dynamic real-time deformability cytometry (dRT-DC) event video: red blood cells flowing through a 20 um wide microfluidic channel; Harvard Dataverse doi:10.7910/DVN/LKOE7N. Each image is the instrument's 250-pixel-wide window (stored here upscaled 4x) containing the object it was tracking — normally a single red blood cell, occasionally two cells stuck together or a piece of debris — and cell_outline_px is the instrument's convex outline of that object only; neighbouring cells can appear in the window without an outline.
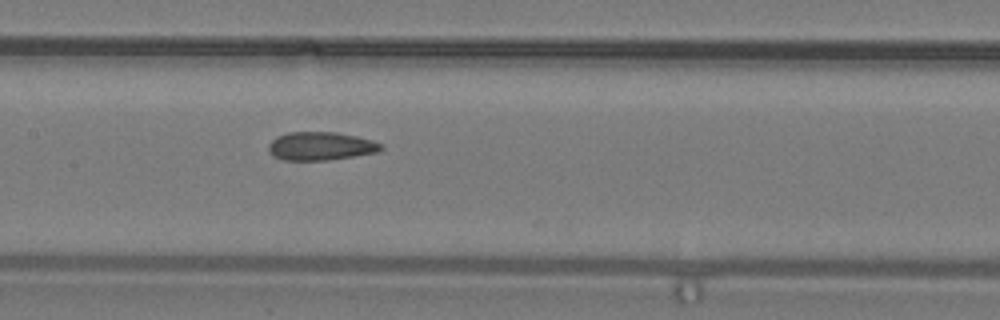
{"species": "common noctule bat (a hibernating species)", "species_latin": "Nyctalus noctula", "temperature_condition": "warm", "stored_images_in_passage": 24, "camera_frame_rate_fps": 3000, "um_per_image_px": 0.085, "animal": {"sex": "male", "body_mass_g": 19.2, "forearm_length_mm": 51.8}, "frame": {"image": 1, "passage_image": 8, "time_ms": 2.333, "image_size_px": [1000, 320], "cell_outline_px": [[384, 148], [376, 152], [328, 160], [284, 160], [276, 156], [268, 148], [268, 144], [276, 136], [288, 132], [336, 132], [356, 136], [372, 140], [384, 144]], "centroid_in_image_um": [27.28, 12.4], "position_along_channel_um": 180.1, "area_um2": 18.44}}
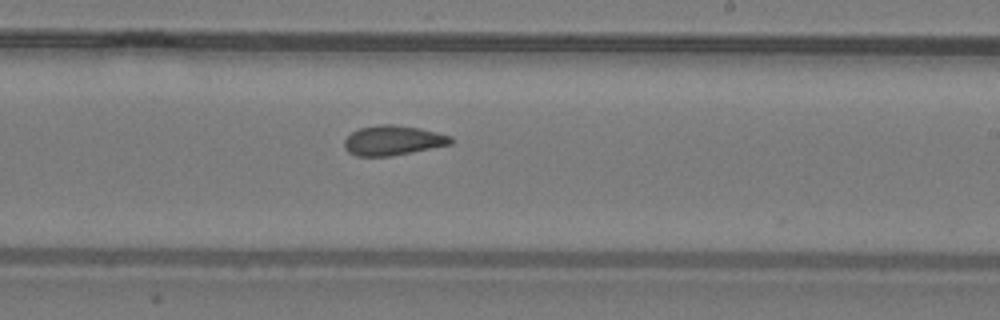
{"frame": {"image": 2, "passage_image": 12, "time_ms": 3.667, "image_size_px": [1000, 320], "cell_outline_px": [[456, 140], [452, 144], [392, 156], [356, 156], [348, 152], [344, 148], [344, 140], [352, 132], [360, 128], [380, 124], [392, 124], [420, 128], [452, 136]], "centroid_in_image_um": [33.42, 11.94], "position_along_channel_um": 255.6, "area_um2": 18.61}}
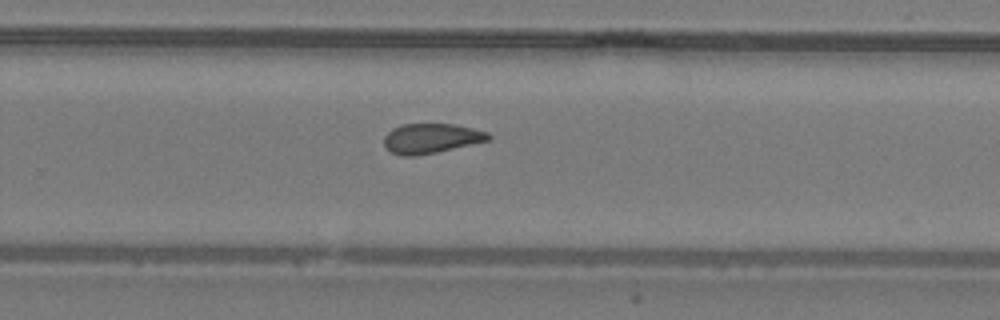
{"frame": {"image": 3, "passage_image": 14, "time_ms": 4.333, "image_size_px": [1000, 320], "cell_outline_px": [[492, 136], [488, 140], [436, 152], [416, 156], [400, 156], [392, 152], [384, 144], [384, 136], [392, 128], [400, 124], [456, 124], [488, 132]], "centroid_in_image_um": [36.62, 11.75], "position_along_channel_um": 293.2, "area_um2": 18.03}}